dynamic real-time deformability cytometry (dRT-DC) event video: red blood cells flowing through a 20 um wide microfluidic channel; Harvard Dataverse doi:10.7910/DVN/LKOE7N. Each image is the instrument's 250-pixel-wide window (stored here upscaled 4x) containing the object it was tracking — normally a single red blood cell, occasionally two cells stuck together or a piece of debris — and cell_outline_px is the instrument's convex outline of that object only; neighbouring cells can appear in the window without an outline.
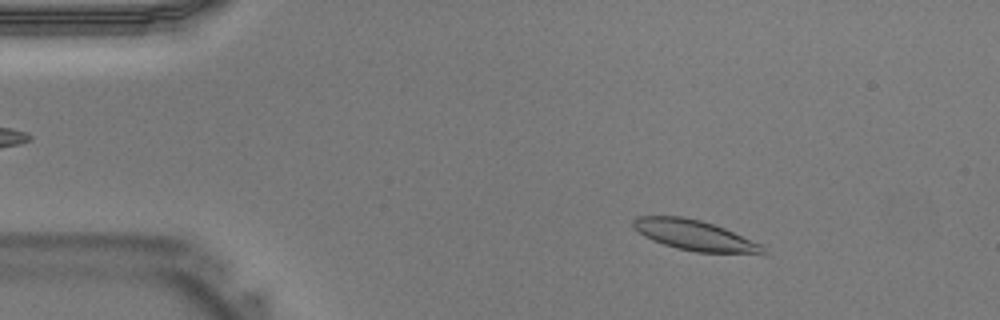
{"species": "Egyptian fruit bat (a non-hibernating species)", "species_latin": "Rousettus aegyptiacus", "temperature_condition": "warm", "stored_images_in_passage": 41, "camera_frame_rate_fps": 3000, "um_per_image_px": 0.085, "animal": {"sex": "male"}, "frame": {"image": 1, "passage_image": 6, "time_ms": 1.667, "image_size_px": [1000, 320], "cell_outline_px": [[768, 252], [764, 256], [696, 252], [676, 248], [652, 240], [644, 236], [632, 224], [632, 220], [636, 216], [684, 216], [700, 220], [724, 228], [764, 244]], "centroid_in_image_um": [59.21, 20.05], "position_along_channel_um": 25.8, "area_um2": 23.64}}
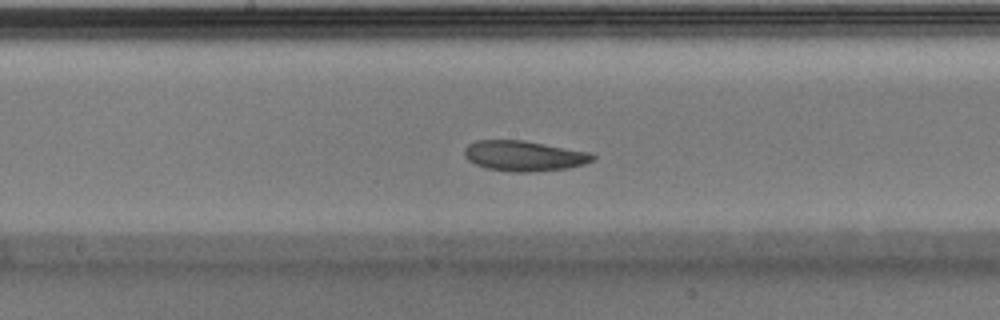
{"frame": {"image": 2, "passage_image": 21, "time_ms": 6.667, "image_size_px": [1000, 320], "cell_outline_px": [[596, 156], [592, 160], [584, 164], [568, 168], [528, 172], [512, 172], [484, 168], [468, 160], [464, 156], [464, 148], [468, 144], [476, 140], [524, 140], [592, 152]], "centroid_in_image_um": [44.54, 13.24], "position_along_channel_um": 203.7, "area_um2": 22.89}}
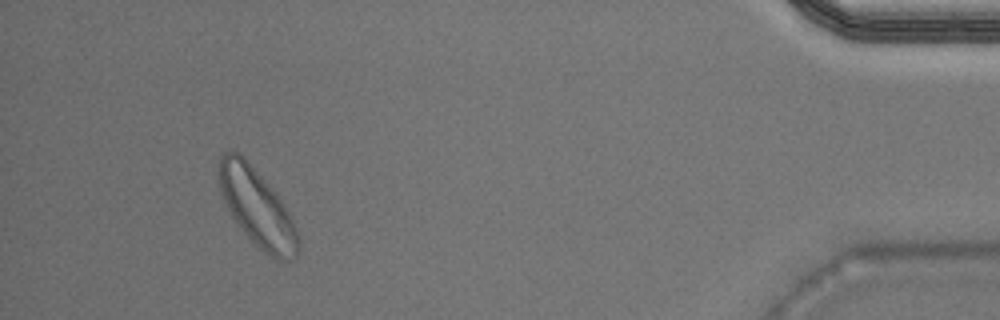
{"frame": {"image": 3, "passage_image": 38, "time_ms": 12.333, "image_size_px": [1000, 320], "cell_outline_px": [[300, 248], [296, 256], [292, 260], [276, 260], [264, 252], [244, 232], [232, 216], [224, 200], [220, 188], [216, 168], [220, 156], [224, 152], [232, 148], [240, 152], [276, 192], [288, 212], [296, 228], [300, 240]], "centroid_in_image_um": [21.84, 17.6], "position_along_channel_um": 413.4, "area_um2": 35.95}}